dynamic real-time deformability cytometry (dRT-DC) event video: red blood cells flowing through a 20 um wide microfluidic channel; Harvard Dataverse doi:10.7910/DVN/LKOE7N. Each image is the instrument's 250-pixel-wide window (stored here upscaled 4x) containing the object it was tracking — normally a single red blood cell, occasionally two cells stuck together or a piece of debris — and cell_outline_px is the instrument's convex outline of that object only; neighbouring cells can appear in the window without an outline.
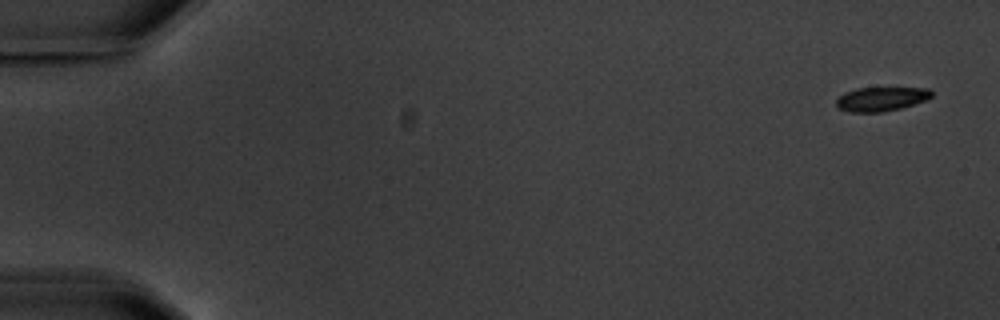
{"species": "common noctule bat (a hibernating species)", "species_latin": "Nyctalus noctula", "temperature_condition": "warm", "stored_images_in_passage": 7, "camera_frame_rate_fps": 3000, "um_per_image_px": 0.085, "animal": {"sex": "male", "body_mass_g": 20.1, "forearm_length_mm": 53.5}, "frame": {"image": 1, "passage_image": 1, "time_ms": 0.0, "image_size_px": [1000, 320], "cell_outline_px": [[932, 96], [924, 100], [900, 108], [880, 112], [848, 112], [836, 108], [836, 100], [844, 92], [856, 88], [928, 88], [932, 92]], "centroid_in_image_um": [74.83, 8.41], "position_along_channel_um": 10.2, "area_um2": 13.29}}
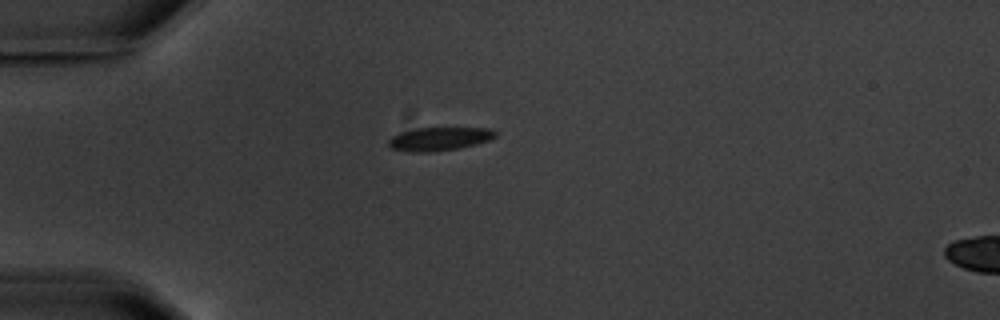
{"frame": {"image": 2, "passage_image": 5, "time_ms": 4.667, "image_size_px": [1000, 320], "cell_outline_px": [[496, 136], [488, 140], [476, 144], [460, 148], [432, 152], [412, 152], [392, 148], [388, 144], [388, 140], [392, 136], [400, 132], [416, 128], [488, 128], [496, 132]], "centroid_in_image_um": [37.32, 11.8], "position_along_channel_um": 47.7, "area_um2": 14.51}}
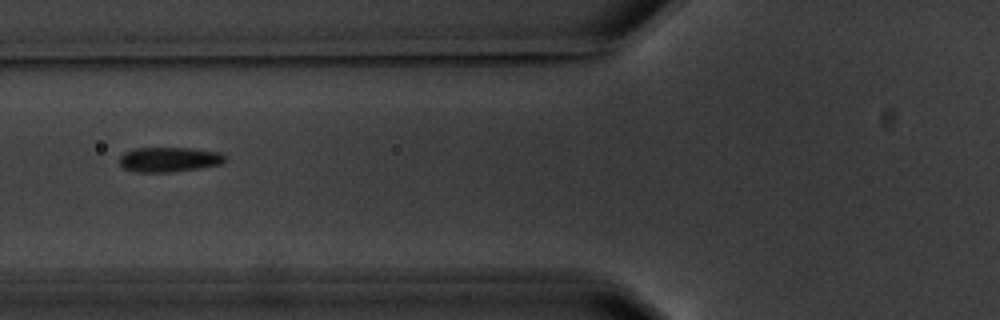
{"frame": {"image": 3, "passage_image": 7, "time_ms": 7.0, "image_size_px": [1000, 320], "cell_outline_px": [[228, 156], [220, 164], [196, 168], [168, 172], [132, 172], [124, 168], [120, 164], [120, 156], [124, 152], [136, 148], [192, 148], [220, 152]], "centroid_in_image_um": [14.36, 13.55], "position_along_channel_um": 111.4, "area_um2": 15.2}}